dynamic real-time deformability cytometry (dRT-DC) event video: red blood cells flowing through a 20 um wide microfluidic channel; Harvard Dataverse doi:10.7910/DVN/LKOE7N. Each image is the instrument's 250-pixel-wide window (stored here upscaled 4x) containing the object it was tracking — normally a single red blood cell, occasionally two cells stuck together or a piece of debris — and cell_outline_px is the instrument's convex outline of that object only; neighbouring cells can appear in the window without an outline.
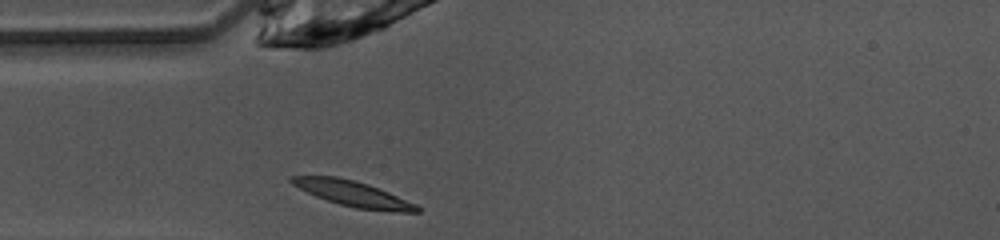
{"species": "common noctule bat (a hibernating species)", "species_latin": "Nyctalus noctula", "temperature_condition": "warm", "stored_images_in_passage": 28, "camera_frame_rate_fps": 3000, "um_per_image_px": 0.085, "animal": {"sex": "female", "body_mass_g": 10.0, "forearm_length_mm": 53.1}, "frame": {"image": 1, "passage_image": 1, "time_ms": 0.0, "image_size_px": [1000, 240], "cell_outline_px": [[420, 212], [400, 212], [356, 208], [340, 204], [316, 196], [292, 184], [288, 180], [288, 176], [336, 176], [368, 184], [388, 192], [416, 204], [420, 208]], "centroid_in_image_um": [30.0, 16.46], "position_along_channel_um": 55.0, "area_um2": 18.26}}
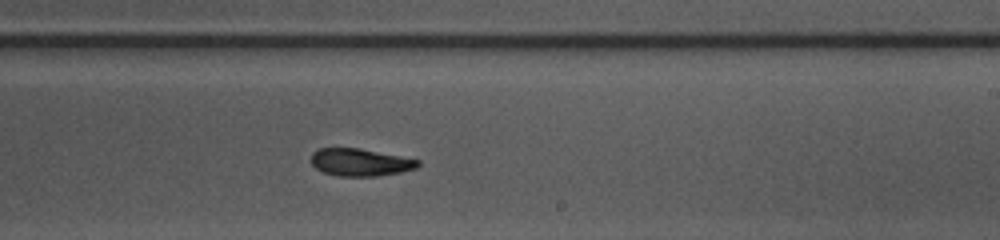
{"frame": {"image": 2, "passage_image": 16, "time_ms": 5.0, "image_size_px": [1000, 240], "cell_outline_px": [[420, 164], [416, 168], [400, 172], [376, 176], [336, 176], [324, 172], [316, 168], [312, 164], [312, 152], [316, 148], [360, 148], [420, 160]], "centroid_in_image_um": [30.6, 13.79], "position_along_channel_um": 258.4, "area_um2": 17.05}}
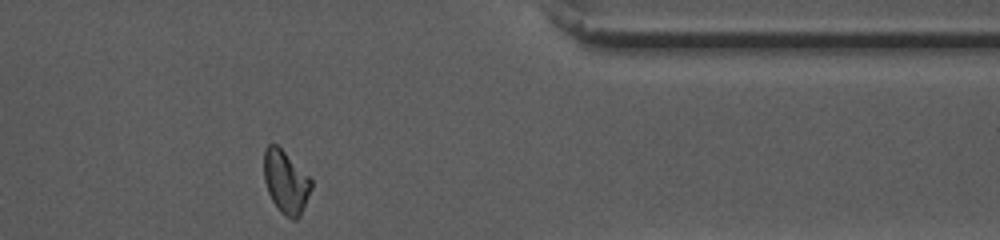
{"frame": {"image": 3, "passage_image": 27, "time_ms": 8.667, "image_size_px": [1000, 240], "cell_outline_px": [[312, 188], [300, 216], [296, 220], [292, 220], [284, 216], [280, 212], [272, 200], [268, 192], [264, 180], [264, 148], [268, 144], [276, 144], [312, 180]], "centroid_in_image_um": [24.28, 15.5], "position_along_channel_um": 387.1, "area_um2": 17.22}, "authors_computed_cell_mechanics": {"area_um2": 17.4845, "velocity_mm_per_s": 4.0923, "shape_relaxation_time_tau1_ms": 6.5833, "shape_relaxation_time_tau2_ms": 3.9544, "deformation_change_tau1": 0.1744, "deformation_change_tau2": 0.0909}}